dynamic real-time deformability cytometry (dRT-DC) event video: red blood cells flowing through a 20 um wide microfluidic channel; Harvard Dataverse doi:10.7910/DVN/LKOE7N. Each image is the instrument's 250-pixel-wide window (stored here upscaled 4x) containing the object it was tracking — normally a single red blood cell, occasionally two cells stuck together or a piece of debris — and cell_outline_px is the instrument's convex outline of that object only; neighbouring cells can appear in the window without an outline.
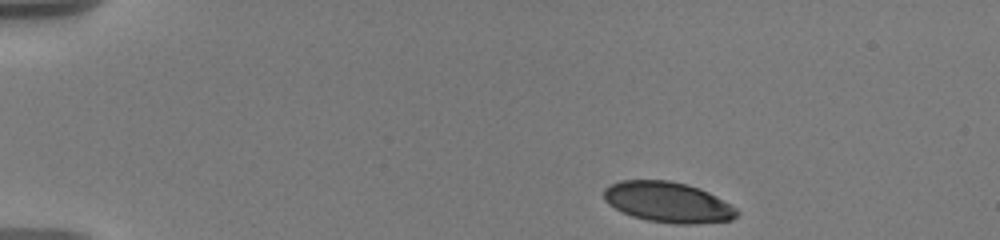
{"species": "human", "species_latin": "Homo sapiens", "temperature_condition": "warm", "stored_images_in_passage": 19, "camera_frame_rate_fps": 3000, "um_per_image_px": 0.085, "donor": {"sex": "male"}, "frame": {"image": 1, "passage_image": 1, "time_ms": 0.0, "image_size_px": [1000, 240], "cell_outline_px": [[740, 212], [732, 220], [696, 224], [676, 224], [648, 220], [632, 216], [608, 204], [604, 200], [604, 188], [608, 184], [620, 180], [668, 180], [688, 184], [700, 188], [716, 196], [736, 208]], "centroid_in_image_um": [56.77, 17.18], "position_along_channel_um": 28.2, "area_um2": 31.5}}
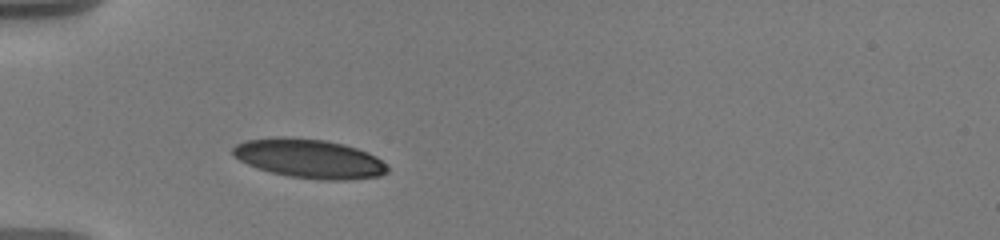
{"frame": {"image": 2, "passage_image": 18, "time_ms": 3.0, "image_size_px": [1000, 240], "cell_outline_px": [[388, 172], [380, 176], [344, 180], [324, 180], [288, 176], [256, 168], [232, 156], [232, 148], [236, 144], [248, 140], [276, 136], [284, 136], [324, 140], [344, 144], [368, 152], [376, 156], [388, 168]], "centroid_in_image_um": [26.27, 13.47], "position_along_channel_um": 58.7, "area_um2": 35.2}}